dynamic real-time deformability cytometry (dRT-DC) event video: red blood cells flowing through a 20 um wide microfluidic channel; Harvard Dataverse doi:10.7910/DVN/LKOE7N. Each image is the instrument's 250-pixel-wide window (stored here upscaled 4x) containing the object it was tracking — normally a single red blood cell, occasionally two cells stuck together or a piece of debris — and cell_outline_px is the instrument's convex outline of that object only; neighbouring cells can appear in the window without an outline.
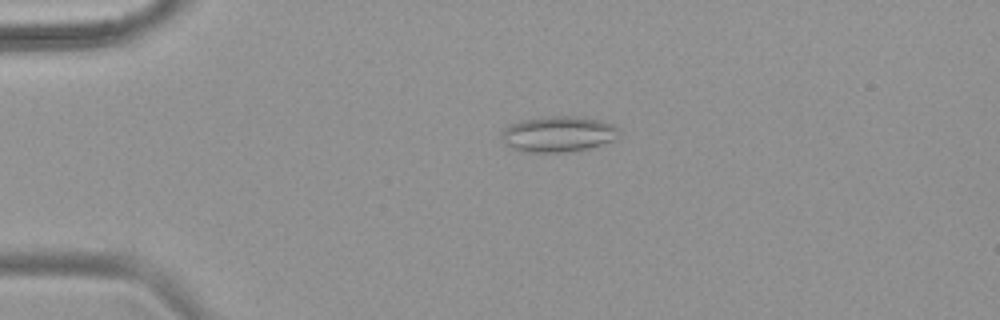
{"species": "common noctule bat (a hibernating species)", "species_latin": "Nyctalus noctula", "temperature_condition": "warm", "stored_images_in_passage": 46, "camera_frame_rate_fps": 3000, "um_per_image_px": 0.085, "animal": {"sex": "female", "body_mass_g": 18.4}, "frame": {"image": 1, "passage_image": 5, "time_ms": 1.333, "image_size_px": [1000, 320], "cell_outline_px": [[620, 136], [616, 140], [588, 148], [572, 152], [528, 152], [512, 148], [504, 144], [500, 140], [500, 132], [508, 124], [540, 116], [584, 116], [600, 120], [612, 124], [620, 128]], "centroid_in_image_um": [47.45, 11.38], "position_along_channel_um": 37.5, "area_um2": 25.14}}
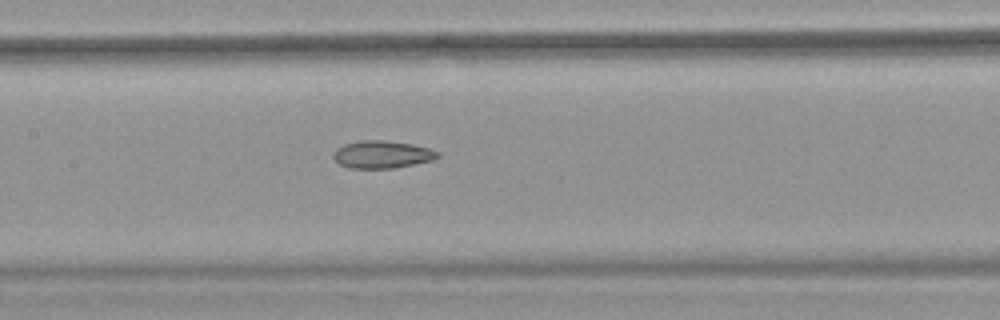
{"frame": {"image": 2, "passage_image": 19, "time_ms": 6.0, "image_size_px": [1000, 320], "cell_outline_px": [[440, 156], [432, 160], [392, 168], [348, 168], [340, 164], [332, 156], [332, 152], [336, 148], [344, 144], [360, 140], [384, 140], [412, 144], [428, 148], [440, 152]], "centroid_in_image_um": [32.45, 13.12], "position_along_channel_um": 175.0, "area_um2": 16.7}}
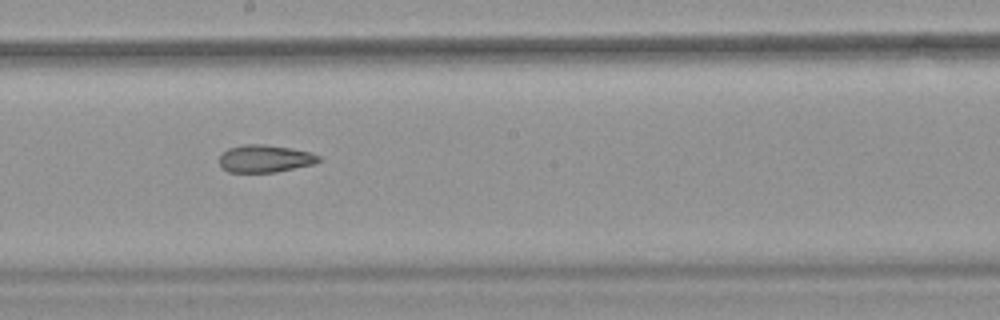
{"frame": {"image": 3, "passage_image": 23, "time_ms": 7.333, "image_size_px": [1000, 320], "cell_outline_px": [[320, 160], [316, 164], [276, 172], [228, 172], [220, 164], [220, 156], [228, 148], [244, 144], [264, 144], [292, 148], [308, 152], [320, 156]], "centroid_in_image_um": [22.55, 13.48], "position_along_channel_um": 225.7, "area_um2": 15.9}, "authors_computed_cell_mechanics": {"area_um2": 17.8891, "velocity_mm_per_s": 3.8327, "shape_relaxation_time_tau1_ms": null, "shape_relaxation_time_tau2_ms": 3.4481, "deformation_change_tau1": null, "deformation_change_tau2": 0.1159}}